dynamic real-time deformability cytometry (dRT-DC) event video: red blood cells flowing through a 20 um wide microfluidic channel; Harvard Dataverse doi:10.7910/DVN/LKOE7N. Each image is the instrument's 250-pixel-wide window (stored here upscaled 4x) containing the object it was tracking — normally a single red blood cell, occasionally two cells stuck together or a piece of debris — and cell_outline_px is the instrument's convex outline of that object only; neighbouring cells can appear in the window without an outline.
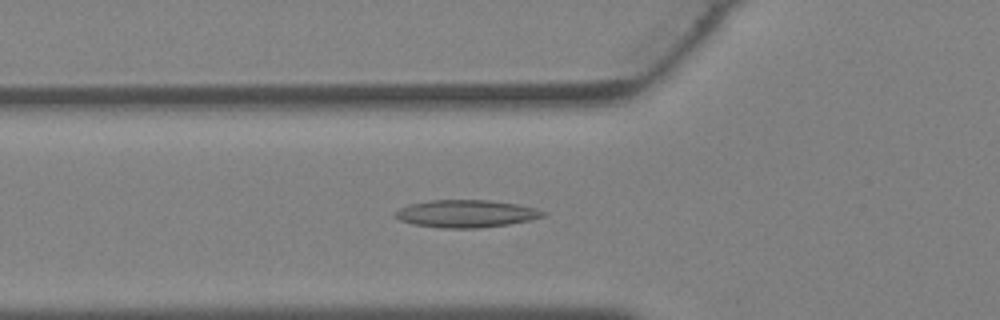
{"species": "Egyptian fruit bat (a non-hibernating species)", "species_latin": "Rousettus aegyptiacus", "temperature_condition": "warm", "stored_images_in_passage": 38, "camera_frame_rate_fps": 3000, "um_per_image_px": 0.085, "animal": {"sex": "female"}, "frame": {"image": 1, "passage_image": 13, "time_ms": 4.0, "image_size_px": [1000, 320], "cell_outline_px": [[548, 216], [508, 224], [480, 228], [440, 228], [412, 224], [400, 220], [396, 216], [396, 212], [400, 208], [408, 204], [428, 200], [488, 200], [516, 204], [536, 208], [548, 212]], "centroid_in_image_um": [39.65, 18.16], "position_along_channel_um": 86.2, "area_um2": 23.76}}
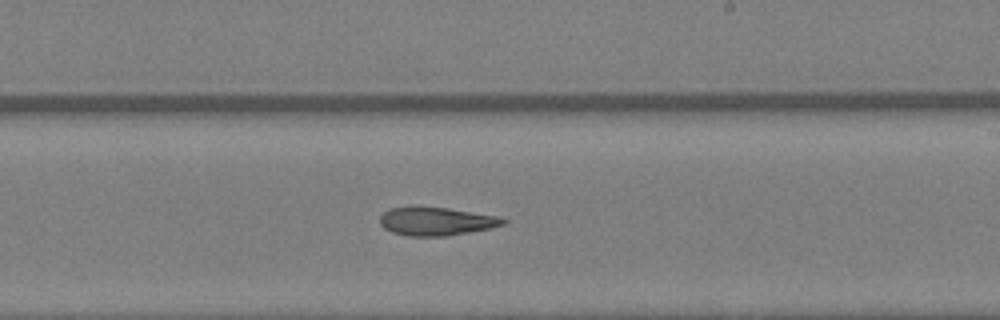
{"frame": {"image": 2, "passage_image": 22, "time_ms": 7.0, "image_size_px": [1000, 320], "cell_outline_px": [[508, 220], [504, 224], [492, 228], [444, 236], [408, 236], [392, 232], [384, 228], [380, 224], [380, 216], [388, 208], [412, 204], [416, 204], [448, 208], [500, 216]], "centroid_in_image_um": [37.04, 18.77], "position_along_channel_um": 252.0, "area_um2": 20.98}}
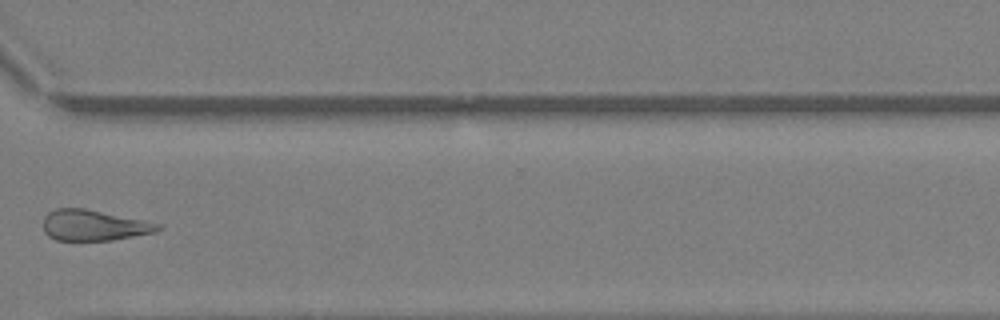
{"frame": {"image": 3, "passage_image": 28, "time_ms": 9.0, "image_size_px": [1000, 320], "cell_outline_px": [[164, 228], [156, 232], [112, 240], [56, 240], [48, 236], [44, 232], [44, 216], [48, 212], [56, 208], [84, 208], [144, 220], [160, 224]], "centroid_in_image_um": [7.98, 19.15], "position_along_channel_um": 362.6, "area_um2": 20.58}}